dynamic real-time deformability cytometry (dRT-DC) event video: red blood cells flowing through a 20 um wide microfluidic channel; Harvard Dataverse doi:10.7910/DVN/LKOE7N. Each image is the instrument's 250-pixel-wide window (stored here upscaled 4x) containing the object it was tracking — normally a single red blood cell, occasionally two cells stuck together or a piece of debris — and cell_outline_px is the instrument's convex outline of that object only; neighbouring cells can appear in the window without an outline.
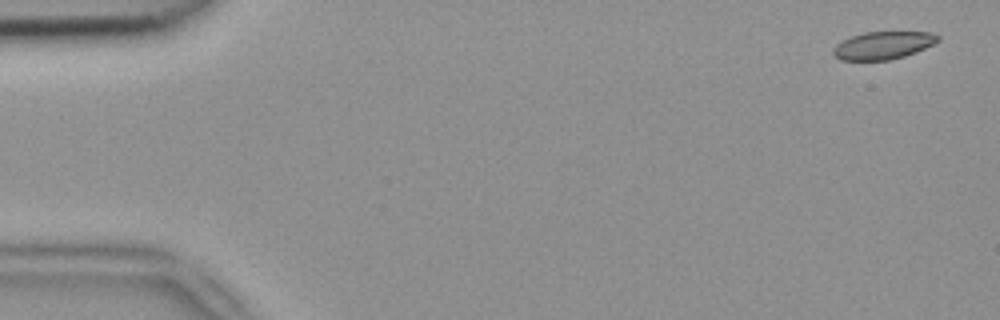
{"species": "common noctule bat (a hibernating species)", "species_latin": "Nyctalus noctula", "temperature_condition": "room temperature", "stored_images_in_passage": 4, "camera_frame_rate_fps": 3000, "um_per_image_px": 0.085, "animal": {"sex": "female", "body_mass_g": 18.4}, "frame": {"image": 1, "passage_image": 1, "time_ms": 0.0, "image_size_px": [1000, 320], "cell_outline_px": [[940, 40], [916, 52], [904, 56], [888, 60], [840, 60], [832, 52], [832, 48], [836, 44], [852, 36], [864, 32], [932, 32], [940, 36]], "centroid_in_image_um": [75.06, 3.85], "position_along_channel_um": 9.9, "area_um2": 16.82}}